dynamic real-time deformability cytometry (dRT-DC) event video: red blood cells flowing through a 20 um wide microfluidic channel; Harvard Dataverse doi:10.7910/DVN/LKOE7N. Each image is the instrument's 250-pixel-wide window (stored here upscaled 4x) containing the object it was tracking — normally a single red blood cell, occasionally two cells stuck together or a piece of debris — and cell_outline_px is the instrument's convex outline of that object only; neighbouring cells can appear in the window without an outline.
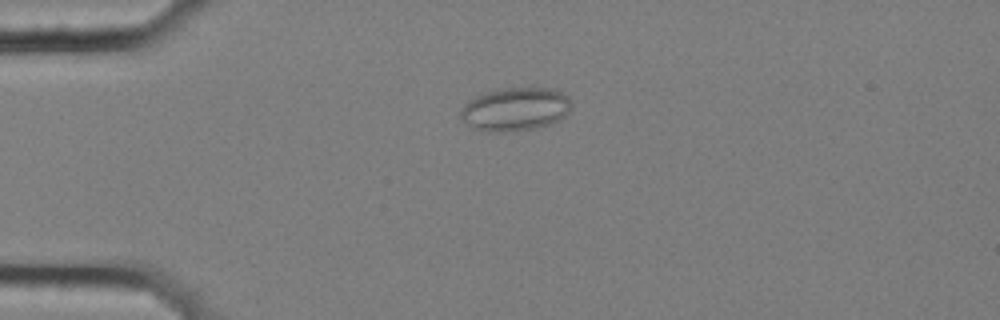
{"species": "common noctule bat (a hibernating species)", "species_latin": "Nyctalus noctula", "temperature_condition": "cold", "stored_images_in_passage": 58, "camera_frame_rate_fps": 3000, "um_per_image_px": 0.085, "animal": {"sex": "female", "body_mass_g": 25.1}, "frame": {"image": 1, "passage_image": 15, "time_ms": 4.667, "image_size_px": [1000, 320], "cell_outline_px": [[572, 104], [568, 112], [560, 120], [548, 124], [532, 128], [496, 132], [488, 132], [472, 128], [460, 116], [460, 108], [468, 100], [480, 92], [496, 88], [552, 88], [568, 96]], "centroid_in_image_um": [43.75, 9.25], "position_along_channel_um": 41.3, "area_um2": 28.15}}
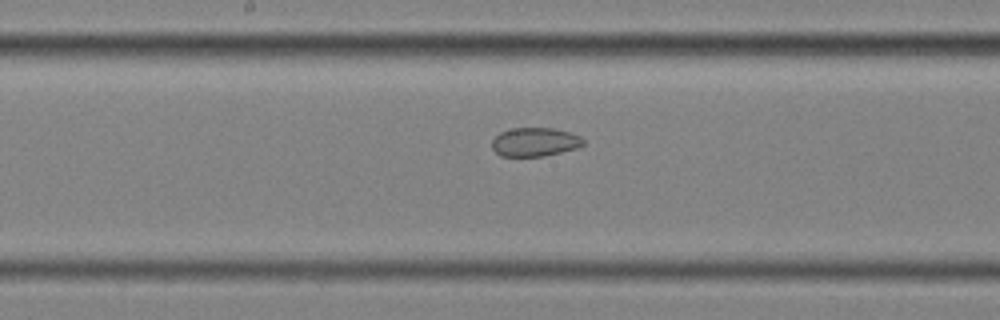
{"frame": {"image": 2, "passage_image": 31, "time_ms": 10.0, "image_size_px": [1000, 320], "cell_outline_px": [[584, 144], [576, 148], [544, 156], [500, 156], [492, 148], [492, 140], [500, 132], [512, 128], [552, 128], [568, 132], [580, 136], [584, 140]], "centroid_in_image_um": [45.44, 12.07], "position_along_channel_um": 202.8, "area_um2": 15.2}}
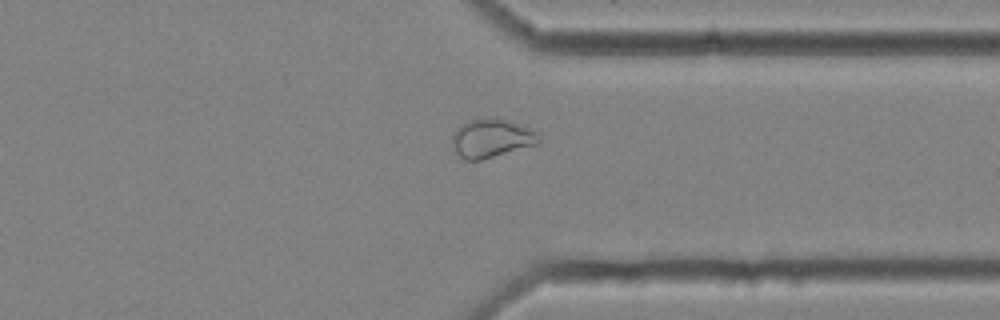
{"frame": {"image": 3, "passage_image": 45, "time_ms": 14.667, "image_size_px": [1000, 320], "cell_outline_px": [[540, 144], [480, 160], [464, 160], [456, 152], [452, 144], [452, 136], [456, 128], [472, 120], [504, 120], [516, 124], [540, 136]], "centroid_in_image_um": [41.74, 11.82], "position_along_channel_um": 369.7, "area_um2": 18.67}, "authors_computed_cell_mechanics": {"area_um2": 22.2241, "velocity_mm_per_s": 3.5686, "shape_relaxation_time_tau1_ms": null, "shape_relaxation_time_tau2_ms": 1.9645, "deformation_change_tau1": null, "deformation_change_tau2": 0.0642}}